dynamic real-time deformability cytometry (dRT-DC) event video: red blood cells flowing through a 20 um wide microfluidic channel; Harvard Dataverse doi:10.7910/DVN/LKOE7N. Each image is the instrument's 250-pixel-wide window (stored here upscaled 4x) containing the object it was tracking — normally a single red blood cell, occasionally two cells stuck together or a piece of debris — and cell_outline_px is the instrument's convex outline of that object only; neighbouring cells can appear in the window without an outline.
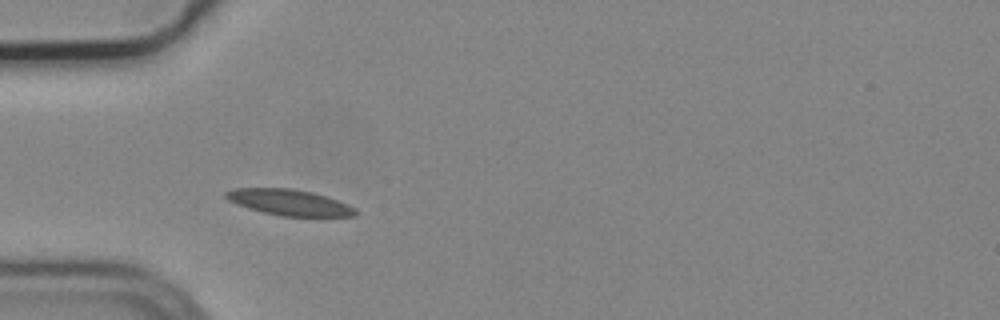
{"species": "common noctule bat (a hibernating species)", "species_latin": "Nyctalus noctula", "temperature_condition": "cold", "stored_images_in_passage": 7, "camera_frame_rate_fps": 3000, "um_per_image_px": 0.085, "animal": {"sex": "male", "body_mass_g": 19.2, "forearm_length_mm": 51.8}, "frame": {"image": 1, "passage_image": 3, "time_ms": 0.667, "image_size_px": [1000, 320], "cell_outline_px": [[360, 212], [356, 216], [280, 216], [248, 208], [236, 204], [228, 200], [224, 196], [224, 192], [232, 188], [292, 188], [312, 192], [348, 204], [356, 208]], "centroid_in_image_um": [24.58, 17.2], "position_along_channel_um": 60.4, "area_um2": 19.65}}
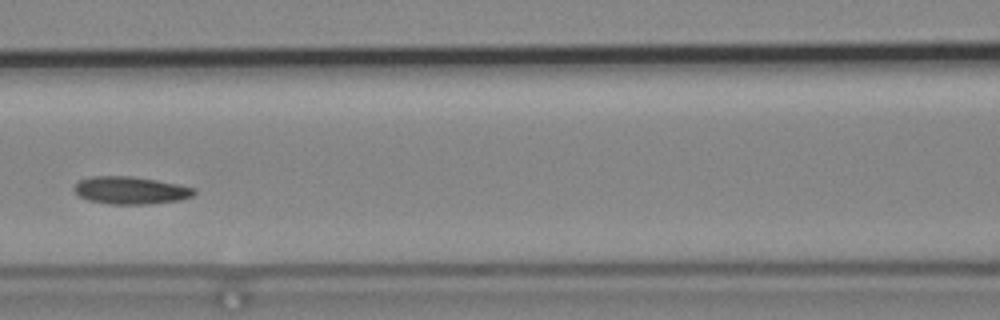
{"frame": {"image": 2, "passage_image": 5, "time_ms": 1.333, "image_size_px": [1000, 320], "cell_outline_px": [[196, 192], [192, 196], [180, 200], [148, 204], [108, 204], [88, 200], [80, 196], [72, 188], [80, 180], [88, 176], [132, 176], [156, 180], [196, 188]], "centroid_in_image_um": [11.09, 16.18], "position_along_channel_um": 155.5, "area_um2": 19.25}}
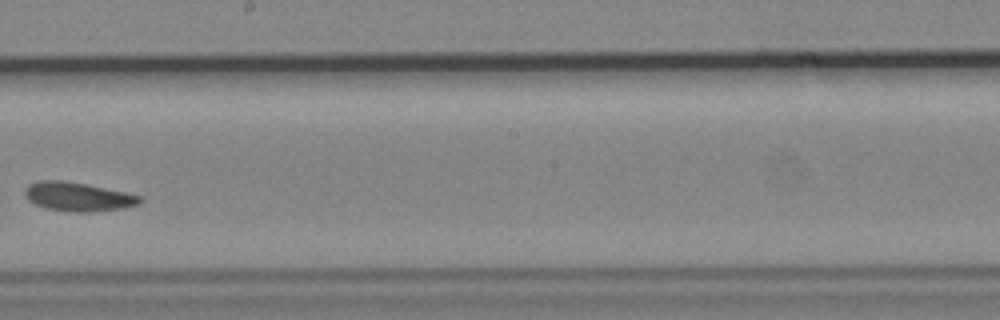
{"frame": {"image": 3, "passage_image": 7, "time_ms": 2.0, "image_size_px": [1000, 320], "cell_outline_px": [[144, 200], [136, 204], [124, 208], [88, 212], [68, 212], [48, 208], [36, 204], [28, 200], [24, 196], [24, 188], [28, 184], [36, 180], [64, 180], [88, 184], [124, 192], [140, 196]], "centroid_in_image_um": [6.57, 16.7], "position_along_channel_um": 241.6, "area_um2": 19.48}}